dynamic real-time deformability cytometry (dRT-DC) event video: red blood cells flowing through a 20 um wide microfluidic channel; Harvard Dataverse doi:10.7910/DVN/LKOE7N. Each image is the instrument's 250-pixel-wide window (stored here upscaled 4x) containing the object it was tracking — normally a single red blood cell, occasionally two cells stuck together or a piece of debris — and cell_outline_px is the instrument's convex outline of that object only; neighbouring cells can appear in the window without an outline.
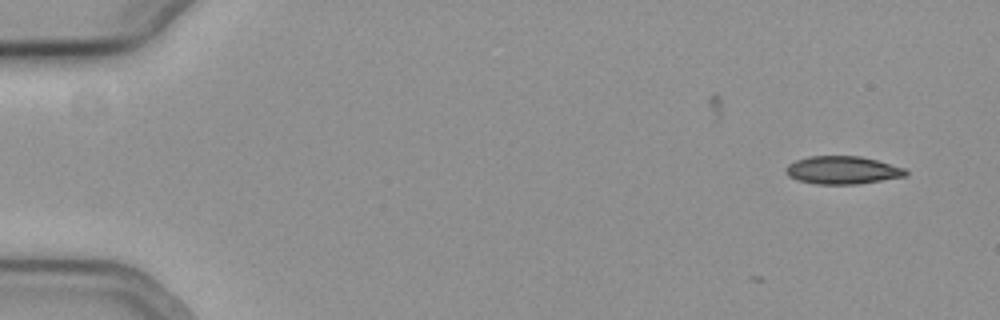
{"species": "common noctule bat (a hibernating species)", "species_latin": "Nyctalus noctula", "temperature_condition": "cold", "stored_images_in_passage": 3, "camera_frame_rate_fps": 3000, "um_per_image_px": 0.085, "animal": {"sex": "female", "body_mass_g": 19.3, "forearm_length_mm": 54.1}, "frame": {"image": 1, "passage_image": 3, "time_ms": 0.667, "image_size_px": [1000, 320], "cell_outline_px": [[908, 176], [860, 184], [816, 184], [796, 180], [788, 176], [784, 172], [784, 168], [788, 164], [796, 160], [808, 156], [860, 156], [876, 160], [904, 168], [908, 172]], "centroid_in_image_um": [71.58, 14.47], "position_along_channel_um": 13.4, "area_um2": 19.71}}